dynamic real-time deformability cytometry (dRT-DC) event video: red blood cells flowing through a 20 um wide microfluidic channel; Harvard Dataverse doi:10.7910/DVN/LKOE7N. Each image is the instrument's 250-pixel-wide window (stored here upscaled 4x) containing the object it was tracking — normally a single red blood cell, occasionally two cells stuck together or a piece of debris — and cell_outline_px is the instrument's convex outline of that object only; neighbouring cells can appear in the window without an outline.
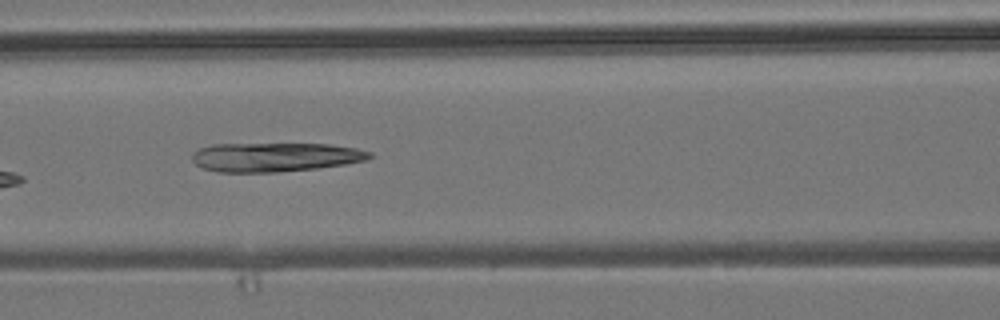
{"species": "common noctule bat (a hibernating species)", "species_latin": "Nyctalus noctula", "temperature_condition": "room temperature", "stored_images_in_passage": 9, "camera_frame_rate_fps": 3000, "um_per_image_px": 0.085, "animal": {"sex": "male", "body_mass_g": 19.2, "forearm_length_mm": 51.8}, "frame": {"image": 1, "passage_image": 6, "time_ms": 6.0, "image_size_px": [1000, 320], "cell_outline_px": [[372, 156], [364, 160], [344, 164], [320, 168], [276, 172], [220, 172], [204, 168], [196, 164], [192, 160], [192, 156], [200, 148], [212, 144], [328, 144], [356, 148], [372, 152]], "centroid_in_image_um": [23.39, 13.35], "position_along_channel_um": 143.2, "area_um2": 29.88}}
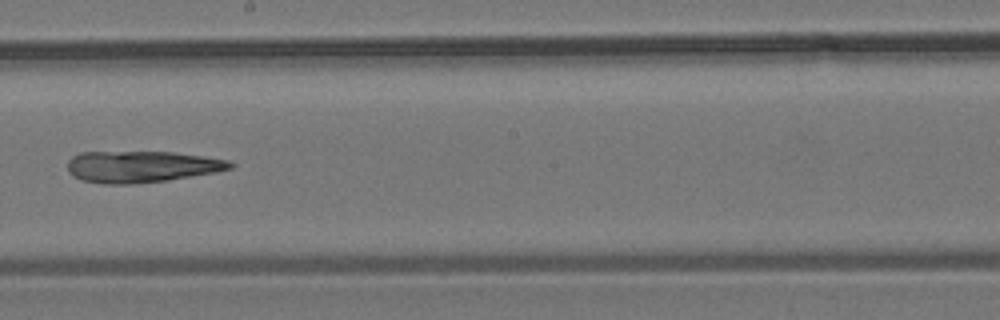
{"frame": {"image": 2, "passage_image": 8, "time_ms": 8.333, "image_size_px": [1000, 320], "cell_outline_px": [[236, 164], [232, 168], [216, 172], [168, 180], [132, 184], [104, 184], [80, 180], [72, 176], [68, 172], [68, 160], [72, 156], [80, 152], [172, 152], [204, 156], [228, 160]], "centroid_in_image_um": [12.01, 14.17], "position_along_channel_um": 236.2, "area_um2": 30.06}}
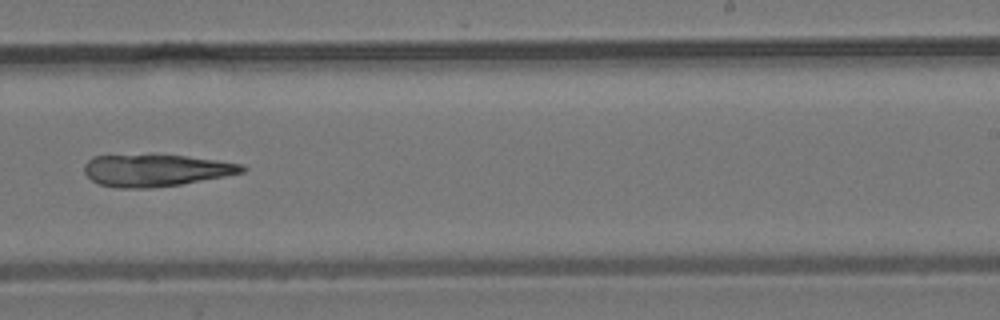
{"frame": {"image": 3, "passage_image": 9, "time_ms": 9.333, "image_size_px": [1000, 320], "cell_outline_px": [[248, 168], [244, 172], [224, 176], [180, 184], [152, 188], [116, 188], [100, 184], [92, 180], [84, 172], [84, 164], [92, 156], [152, 152], [216, 160], [244, 164]], "centroid_in_image_um": [13.2, 14.43], "position_along_channel_um": 275.8, "area_um2": 30.29}}